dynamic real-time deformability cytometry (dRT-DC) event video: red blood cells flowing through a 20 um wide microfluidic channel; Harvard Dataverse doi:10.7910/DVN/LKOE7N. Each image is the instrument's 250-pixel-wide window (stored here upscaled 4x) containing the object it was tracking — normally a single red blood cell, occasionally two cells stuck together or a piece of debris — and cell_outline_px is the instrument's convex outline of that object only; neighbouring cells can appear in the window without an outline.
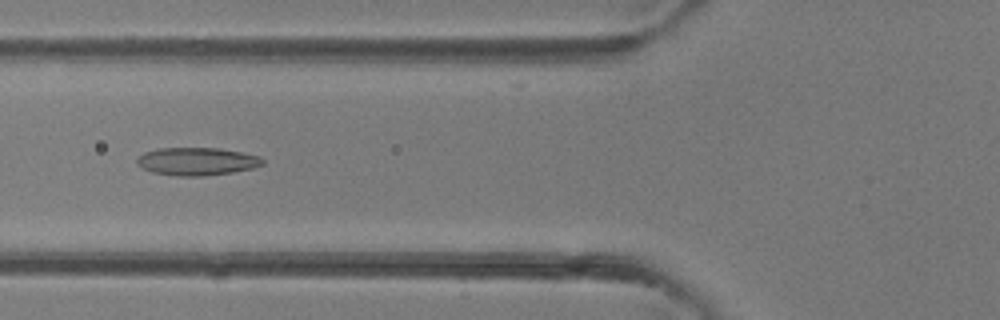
{"species": "common noctule bat (a hibernating species)", "species_latin": "Nyctalus noctula", "temperature_condition": "room temperature", "stored_images_in_passage": 40, "camera_frame_rate_fps": 3000, "um_per_image_px": 0.085, "animal": {"sex": "female"}, "frame": {"image": 1, "passage_image": 15, "time_ms": 4.667, "image_size_px": [1000, 320], "cell_outline_px": [[264, 164], [252, 168], [232, 172], [204, 176], [176, 176], [152, 172], [136, 164], [136, 160], [144, 152], [160, 148], [220, 148], [260, 156], [264, 160]], "centroid_in_image_um": [16.74, 13.72], "position_along_channel_um": 109.1, "area_um2": 20.35}}
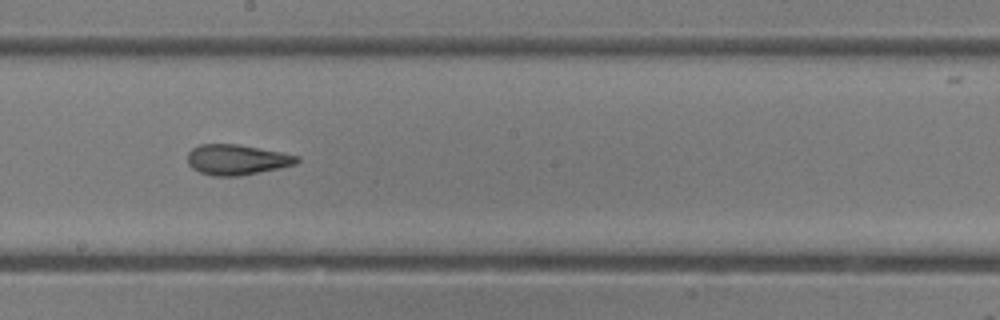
{"frame": {"image": 2, "passage_image": 22, "time_ms": 7.0, "image_size_px": [1000, 320], "cell_outline_px": [[300, 160], [296, 164], [280, 168], [240, 176], [212, 176], [200, 172], [192, 168], [188, 164], [188, 152], [192, 148], [200, 144], [236, 144], [280, 152], [300, 156]], "centroid_in_image_um": [20.13, 13.58], "position_along_channel_um": 228.1, "area_um2": 19.36}}
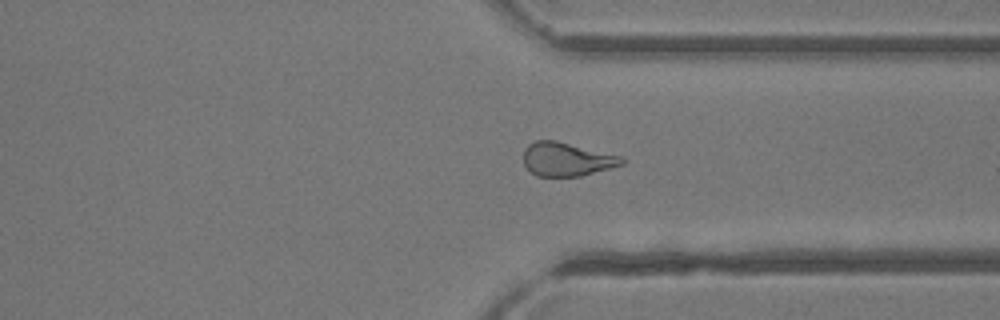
{"frame": {"image": 3, "passage_image": 30, "time_ms": 9.667, "image_size_px": [1000, 320], "cell_outline_px": [[624, 164], [580, 176], [536, 176], [524, 164], [524, 148], [528, 144], [536, 140], [556, 140], [624, 156]], "centroid_in_image_um": [48.19, 13.52], "position_along_channel_um": 363.2, "area_um2": 19.36}}